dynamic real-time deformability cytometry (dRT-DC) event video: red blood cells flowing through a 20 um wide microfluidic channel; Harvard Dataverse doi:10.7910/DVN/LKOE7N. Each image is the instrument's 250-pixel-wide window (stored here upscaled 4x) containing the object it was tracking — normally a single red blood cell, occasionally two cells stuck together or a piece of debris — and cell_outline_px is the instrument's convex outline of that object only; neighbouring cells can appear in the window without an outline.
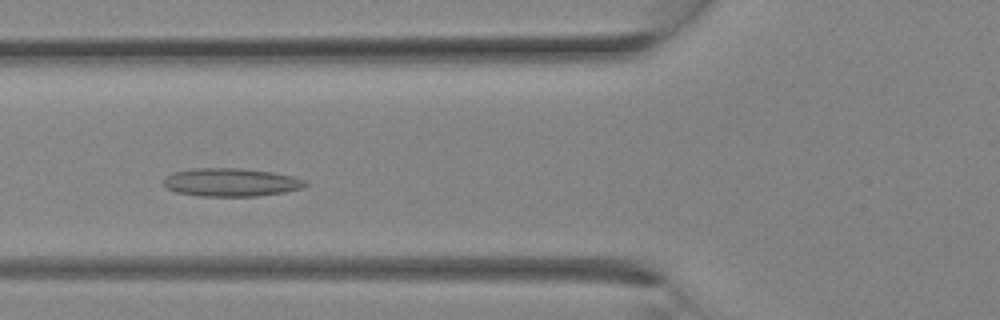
{"species": "Egyptian fruit bat (a non-hibernating species)", "species_latin": "Rousettus aegyptiacus", "temperature_condition": "room temperature", "stored_images_in_passage": 10, "camera_frame_rate_fps": 3000, "um_per_image_px": 0.085, "animal": {"sex": "female"}, "frame": {"image": 1, "passage_image": 7, "time_ms": 2.0, "image_size_px": [1000, 320], "cell_outline_px": [[308, 184], [300, 188], [284, 192], [256, 196], [200, 196], [176, 192], [164, 188], [164, 180], [172, 172], [192, 168], [240, 168], [272, 172], [292, 176], [308, 180]], "centroid_in_image_um": [19.62, 15.49], "position_along_channel_um": 106.2, "area_um2": 23.35}}
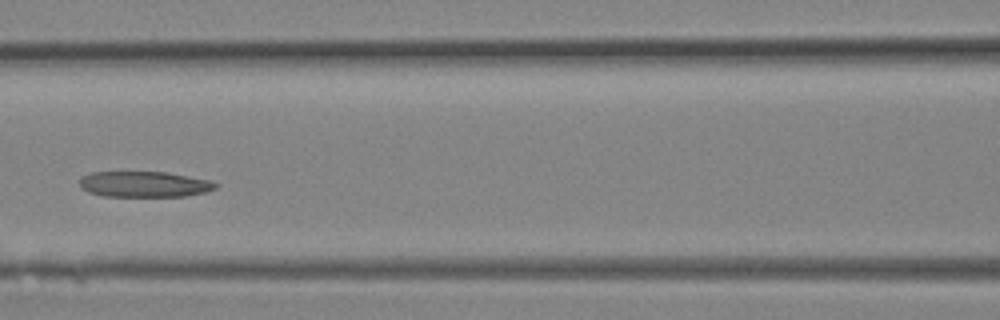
{"frame": {"image": 2, "passage_image": 9, "time_ms": 2.667, "image_size_px": [1000, 320], "cell_outline_px": [[220, 184], [216, 188], [204, 192], [184, 196], [104, 196], [88, 192], [80, 188], [80, 180], [84, 176], [92, 172], [168, 172], [212, 180]], "centroid_in_image_um": [12.3, 15.65], "position_along_channel_um": 154.3, "area_um2": 20.46}}